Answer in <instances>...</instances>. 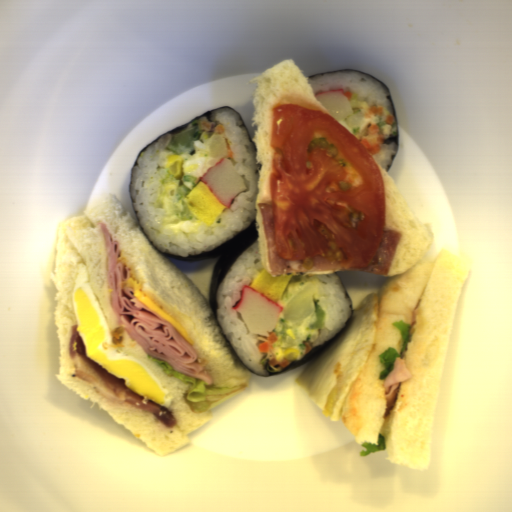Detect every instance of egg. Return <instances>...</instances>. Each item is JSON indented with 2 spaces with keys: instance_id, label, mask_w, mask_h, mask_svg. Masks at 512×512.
I'll list each match as a JSON object with an SVG mask.
<instances>
[{
  "instance_id": "obj_4",
  "label": "egg",
  "mask_w": 512,
  "mask_h": 512,
  "mask_svg": "<svg viewBox=\"0 0 512 512\" xmlns=\"http://www.w3.org/2000/svg\"><path fill=\"white\" fill-rule=\"evenodd\" d=\"M292 274H277L265 267L254 279L250 286L268 295L271 299L281 298L291 280Z\"/></svg>"
},
{
  "instance_id": "obj_3",
  "label": "egg",
  "mask_w": 512,
  "mask_h": 512,
  "mask_svg": "<svg viewBox=\"0 0 512 512\" xmlns=\"http://www.w3.org/2000/svg\"><path fill=\"white\" fill-rule=\"evenodd\" d=\"M193 146L195 153L183 162L181 175L201 179V177L219 160L213 157L204 141L196 140Z\"/></svg>"
},
{
  "instance_id": "obj_1",
  "label": "egg",
  "mask_w": 512,
  "mask_h": 512,
  "mask_svg": "<svg viewBox=\"0 0 512 512\" xmlns=\"http://www.w3.org/2000/svg\"><path fill=\"white\" fill-rule=\"evenodd\" d=\"M71 302L77 323V332L84 343V355L141 396L143 403L153 401L169 408L173 395L163 387L156 374L132 354H124L116 347L104 349L102 343H113L106 315L90 284L85 263L77 262L76 279Z\"/></svg>"
},
{
  "instance_id": "obj_2",
  "label": "egg",
  "mask_w": 512,
  "mask_h": 512,
  "mask_svg": "<svg viewBox=\"0 0 512 512\" xmlns=\"http://www.w3.org/2000/svg\"><path fill=\"white\" fill-rule=\"evenodd\" d=\"M184 202L188 210L208 227L216 223L225 208L216 201L202 181L198 182L186 195Z\"/></svg>"
}]
</instances>
